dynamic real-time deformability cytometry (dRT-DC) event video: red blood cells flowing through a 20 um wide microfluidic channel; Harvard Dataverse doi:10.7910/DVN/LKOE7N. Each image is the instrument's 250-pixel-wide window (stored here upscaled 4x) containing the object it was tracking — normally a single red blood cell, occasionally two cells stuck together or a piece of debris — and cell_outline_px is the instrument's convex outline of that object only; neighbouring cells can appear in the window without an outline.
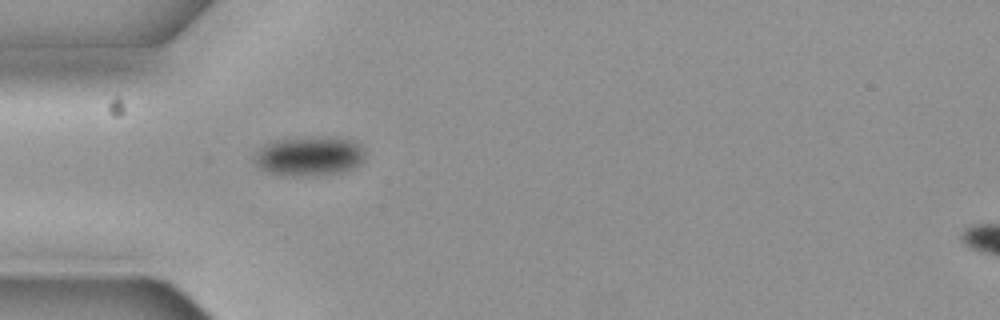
{"species": "common noctule bat (a hibernating species)", "species_latin": "Nyctalus noctula", "temperature_condition": "cold", "stored_images_in_passage": 5, "camera_frame_rate_fps": 3000, "um_per_image_px": 0.085, "animal": {"sex": "female", "body_mass_g": 19.3, "forearm_length_mm": 54.1}, "frame": {"image": 1, "passage_image": 5, "time_ms": 1.333, "image_size_px": [1000, 320], "cell_outline_px": [[364, 160], [356, 168], [340, 172], [268, 172], [260, 168], [252, 160], [256, 148], [272, 140], [304, 136], [340, 136], [356, 140], [364, 148]], "centroid_in_image_um": [26.32, 13.15], "position_along_channel_um": 58.7, "area_um2": 25.26}}